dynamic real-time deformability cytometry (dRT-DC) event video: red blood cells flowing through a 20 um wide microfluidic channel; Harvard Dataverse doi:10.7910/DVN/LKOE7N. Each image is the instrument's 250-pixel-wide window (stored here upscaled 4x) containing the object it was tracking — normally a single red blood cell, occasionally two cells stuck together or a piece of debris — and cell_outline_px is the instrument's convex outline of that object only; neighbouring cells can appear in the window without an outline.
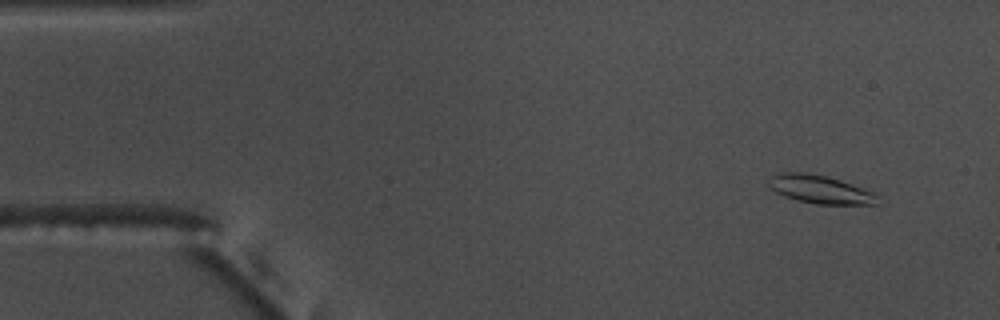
{"species": "common noctule bat (a hibernating species)", "species_latin": "Nyctalus noctula", "temperature_condition": "warm", "stored_images_in_passage": 55, "camera_frame_rate_fps": 3000, "um_per_image_px": 0.085, "animal": {"sex": "male", "body_mass_g": 17.5, "forearm_length_mm": 52.3}, "frame": {"image": 1, "passage_image": 5, "time_ms": 1.333, "image_size_px": [1000, 320], "cell_outline_px": [[880, 204], [816, 204], [796, 200], [784, 196], [768, 188], [768, 184], [772, 176], [776, 172], [804, 172], [824, 176], [840, 180], [852, 184], [872, 192], [880, 196]], "centroid_in_image_um": [69.7, 16.1], "position_along_channel_um": 15.3, "area_um2": 17.98}}
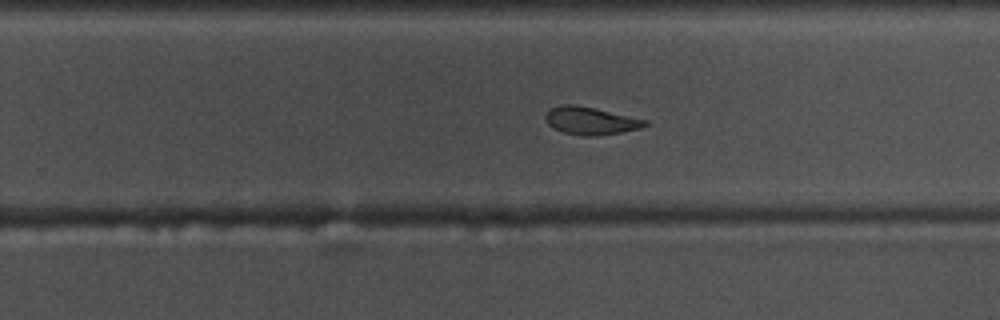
{"frame": {"image": 2, "passage_image": 35, "time_ms": 11.333, "image_size_px": [1000, 320], "cell_outline_px": [[648, 124], [640, 128], [620, 132], [596, 136], [580, 136], [564, 132], [552, 128], [548, 124], [544, 116], [552, 108], [564, 104], [572, 104], [592, 108], [648, 120]], "centroid_in_image_um": [50.18, 10.28], "position_along_channel_um": 279.6, "area_um2": 15.78}}
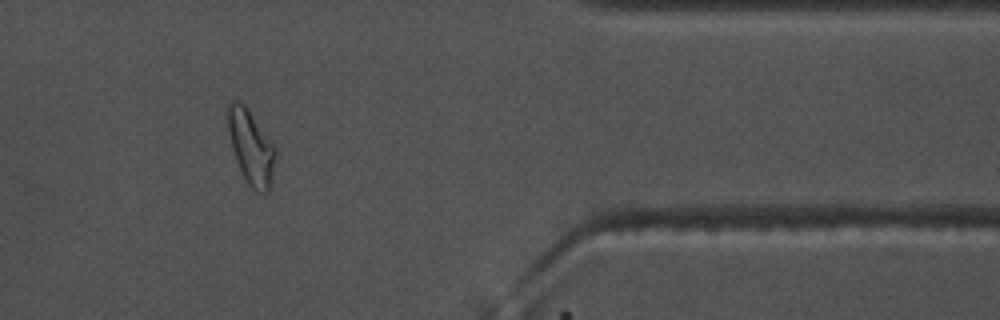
{"frame": {"image": 3, "passage_image": 46, "time_ms": 15.0, "image_size_px": [1000, 320], "cell_outline_px": [[276, 152], [272, 180], [268, 192], [256, 192], [248, 184], [236, 160], [232, 148], [224, 116], [228, 104], [232, 100], [240, 100], [248, 108], [276, 148]], "centroid_in_image_um": [21.3, 12.44], "position_along_channel_um": 390.1, "area_um2": 20.87}, "authors_computed_cell_mechanics": {"area_um2": 16.9932, "velocity_mm_per_s": 3.7043, "shape_relaxation_time_tau1_ms": 10.4274, "shape_relaxation_time_tau2_ms": 4.549, "deformation_change_tau1": 0.2156, "deformation_change_tau2": 0.1214}}